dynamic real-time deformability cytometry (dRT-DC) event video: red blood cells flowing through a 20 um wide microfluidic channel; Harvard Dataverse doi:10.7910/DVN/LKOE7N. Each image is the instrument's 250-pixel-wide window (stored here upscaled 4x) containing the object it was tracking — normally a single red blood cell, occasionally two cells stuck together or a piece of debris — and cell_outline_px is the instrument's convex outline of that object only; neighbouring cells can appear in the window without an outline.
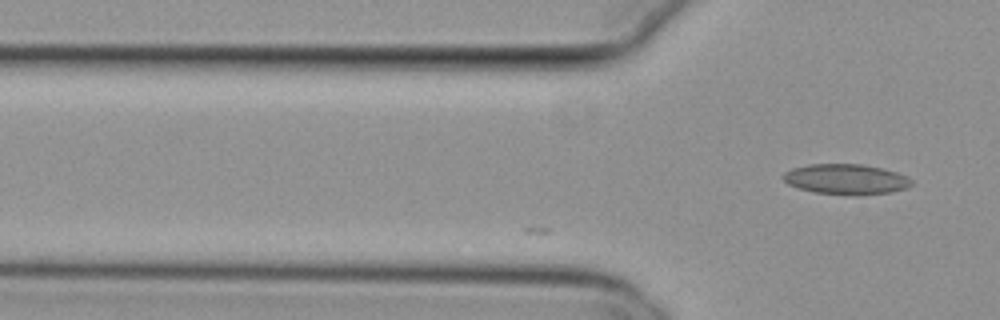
{"species": "common noctule bat (a hibernating species)", "species_latin": "Nyctalus noctula", "temperature_condition": "cold", "stored_images_in_passage": 9, "camera_frame_rate_fps": 3000, "um_per_image_px": 0.085, "animal": {"sex": "female", "body_mass_g": 29.2, "forearm_length_mm": 56.3}, "frame": {"image": 1, "passage_image": 9, "time_ms": 2.667, "image_size_px": [1000, 320], "cell_outline_px": [[912, 184], [908, 188], [892, 192], [860, 196], [852, 196], [816, 192], [800, 188], [788, 184], [780, 176], [784, 172], [792, 168], [808, 164], [860, 164], [880, 168], [896, 172], [912, 180]], "centroid_in_image_um": [71.9, 15.25], "position_along_channel_um": 53.9, "area_um2": 22.83}}